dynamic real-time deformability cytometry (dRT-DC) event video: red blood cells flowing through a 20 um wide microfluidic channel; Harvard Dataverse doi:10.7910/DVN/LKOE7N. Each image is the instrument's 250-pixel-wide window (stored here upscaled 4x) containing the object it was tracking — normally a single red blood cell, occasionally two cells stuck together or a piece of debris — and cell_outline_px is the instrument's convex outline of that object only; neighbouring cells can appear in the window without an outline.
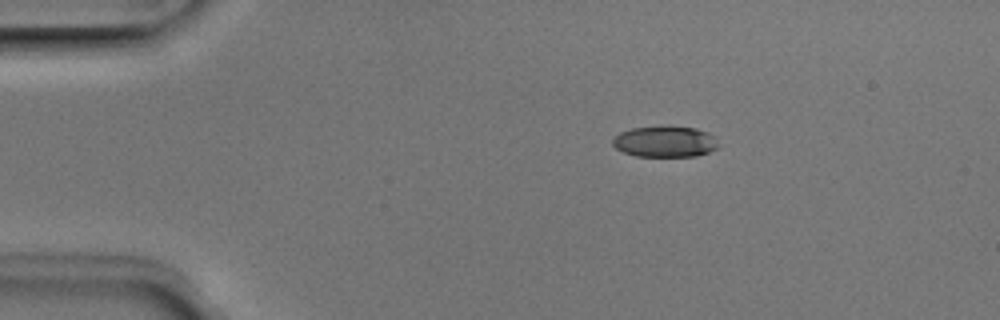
{"species": "Egyptian fruit bat (a non-hibernating species)", "species_latin": "Rousettus aegyptiacus", "temperature_condition": "room temperature", "stored_images_in_passage": 3, "camera_frame_rate_fps": 3000, "um_per_image_px": 0.085, "animal": {"sex": "male"}, "frame": {"image": 1, "passage_image": 1, "time_ms": 0.0, "image_size_px": [1000, 320], "cell_outline_px": [[720, 144], [716, 148], [708, 152], [696, 156], [636, 156], [624, 152], [616, 148], [612, 144], [612, 140], [620, 132], [632, 128], [660, 124], [668, 124], [696, 128], [708, 132], [716, 136]], "centroid_in_image_um": [56.56, 11.99], "position_along_channel_um": 28.4, "area_um2": 19.77}}